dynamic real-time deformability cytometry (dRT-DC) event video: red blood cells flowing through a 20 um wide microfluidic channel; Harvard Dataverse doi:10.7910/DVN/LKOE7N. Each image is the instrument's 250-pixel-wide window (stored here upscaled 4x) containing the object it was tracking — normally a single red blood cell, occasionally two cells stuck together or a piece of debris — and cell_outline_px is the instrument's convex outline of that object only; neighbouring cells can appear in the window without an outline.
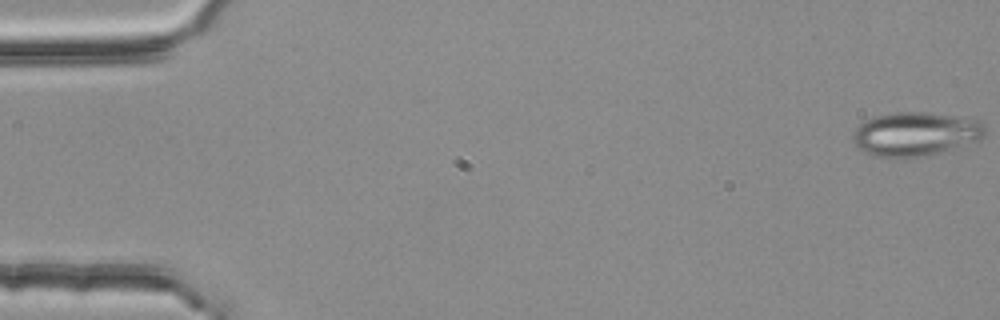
{"species": "common noctule bat (a hibernating species)", "species_latin": "Nyctalus noctula", "temperature_condition": "room temperature", "stored_images_in_passage": 4, "camera_frame_rate_fps": 3000, "um_per_image_px": 0.085, "animal": {"sex": "female", "body_mass_g": 25.1}, "frame": {"image": 1, "passage_image": 1, "time_ms": 0.0, "image_size_px": [1000, 320], "cell_outline_px": [[984, 136], [980, 140], [940, 152], [924, 156], [872, 156], [864, 152], [852, 140], [852, 136], [856, 128], [864, 120], [876, 116], [900, 112], [924, 112], [980, 120], [984, 124]], "centroid_in_image_um": [77.81, 11.38], "position_along_channel_um": 7.2, "area_um2": 33.29}}